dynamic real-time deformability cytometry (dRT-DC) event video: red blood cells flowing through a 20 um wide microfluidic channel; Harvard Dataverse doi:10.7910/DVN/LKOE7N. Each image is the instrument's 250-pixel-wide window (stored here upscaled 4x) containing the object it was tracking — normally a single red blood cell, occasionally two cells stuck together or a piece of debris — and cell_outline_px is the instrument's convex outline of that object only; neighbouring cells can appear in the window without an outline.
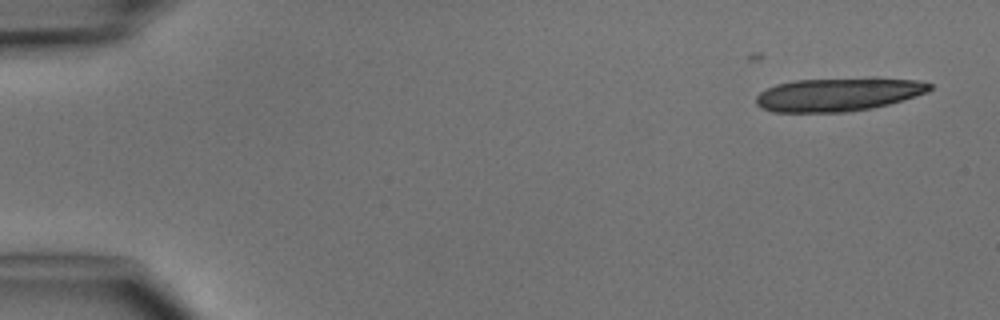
{"species": "common noctule bat (a hibernating species)", "species_latin": "Nyctalus noctula", "temperature_condition": "cold", "stored_images_in_passage": 6, "camera_frame_rate_fps": 3000, "um_per_image_px": 0.085, "animal": {"sex": "male", "body_mass_g": 15.6}, "frame": {"image": 1, "passage_image": 1, "time_ms": 0.0, "image_size_px": [1000, 320], "cell_outline_px": [[932, 88], [928, 92], [916, 96], [888, 104], [872, 108], [844, 112], [772, 112], [760, 108], [756, 104], [756, 96], [760, 92], [776, 84], [796, 80], [876, 76], [916, 80], [932, 84]], "centroid_in_image_um": [71.28, 8.0], "position_along_channel_um": 13.7, "area_um2": 34.51}}